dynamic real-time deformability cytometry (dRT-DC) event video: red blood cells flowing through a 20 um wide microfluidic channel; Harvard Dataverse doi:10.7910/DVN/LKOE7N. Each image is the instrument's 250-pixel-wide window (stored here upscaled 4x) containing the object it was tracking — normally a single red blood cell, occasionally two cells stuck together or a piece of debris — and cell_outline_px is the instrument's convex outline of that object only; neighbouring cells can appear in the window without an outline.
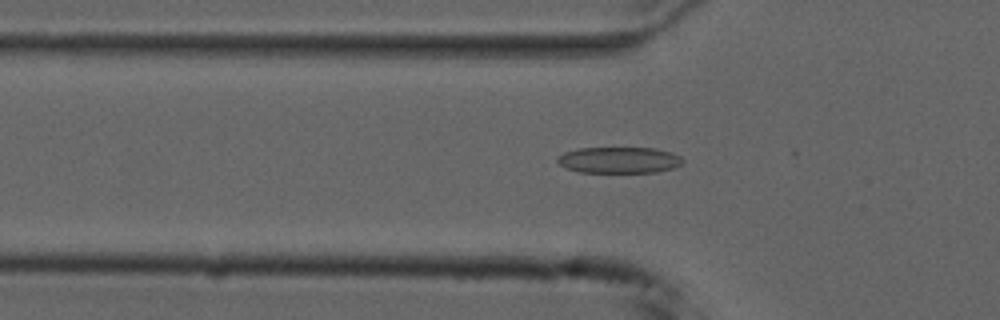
{"species": "common noctule bat (a hibernating species)", "species_latin": "Nyctalus noctula", "temperature_condition": "cold", "stored_images_in_passage": 26, "camera_frame_rate_fps": 3000, "um_per_image_px": 0.085, "animal": {"sex": "male", "forearm_length_mm": 52.5}, "frame": {"image": 1, "passage_image": 18, "time_ms": 5.667, "image_size_px": [1000, 320], "cell_outline_px": [[684, 160], [680, 164], [672, 168], [656, 172], [580, 172], [568, 168], [560, 164], [556, 160], [556, 156], [564, 152], [580, 148], [656, 148], [672, 152], [680, 156]], "centroid_in_image_um": [52.62, 13.59], "position_along_channel_um": 73.2, "area_um2": 19.07}}
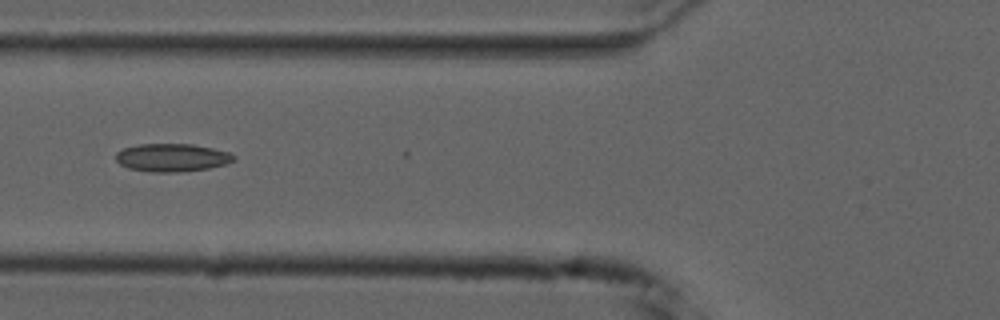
{"frame": {"image": 2, "passage_image": 21, "time_ms": 6.667, "image_size_px": [1000, 320], "cell_outline_px": [[236, 160], [224, 164], [208, 168], [176, 172], [152, 172], [128, 168], [120, 164], [116, 160], [116, 152], [124, 148], [140, 144], [192, 144], [212, 148], [228, 152], [236, 156]], "centroid_in_image_um": [14.61, 13.39], "position_along_channel_um": 111.2, "area_um2": 19.13}}
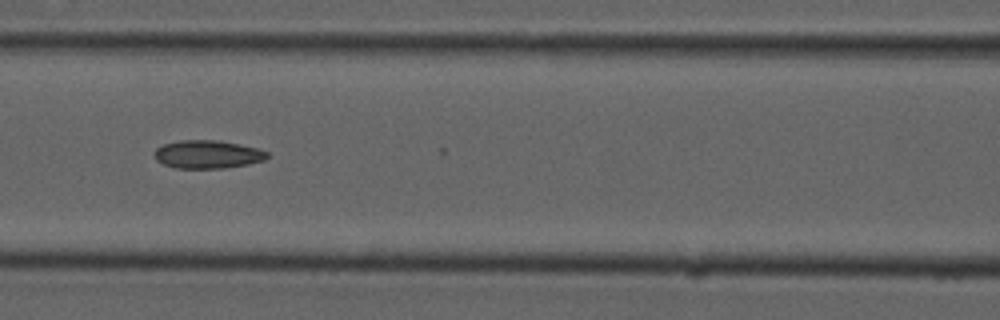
{"frame": {"image": 3, "passage_image": 24, "time_ms": 7.667, "image_size_px": [1000, 320], "cell_outline_px": [[268, 156], [264, 160], [248, 164], [224, 168], [176, 168], [164, 164], [156, 160], [152, 152], [156, 148], [164, 144], [180, 140], [220, 140], [240, 144], [256, 148], [268, 152]], "centroid_in_image_um": [17.62, 13.11], "position_along_channel_um": 149.0, "area_um2": 18.55}}